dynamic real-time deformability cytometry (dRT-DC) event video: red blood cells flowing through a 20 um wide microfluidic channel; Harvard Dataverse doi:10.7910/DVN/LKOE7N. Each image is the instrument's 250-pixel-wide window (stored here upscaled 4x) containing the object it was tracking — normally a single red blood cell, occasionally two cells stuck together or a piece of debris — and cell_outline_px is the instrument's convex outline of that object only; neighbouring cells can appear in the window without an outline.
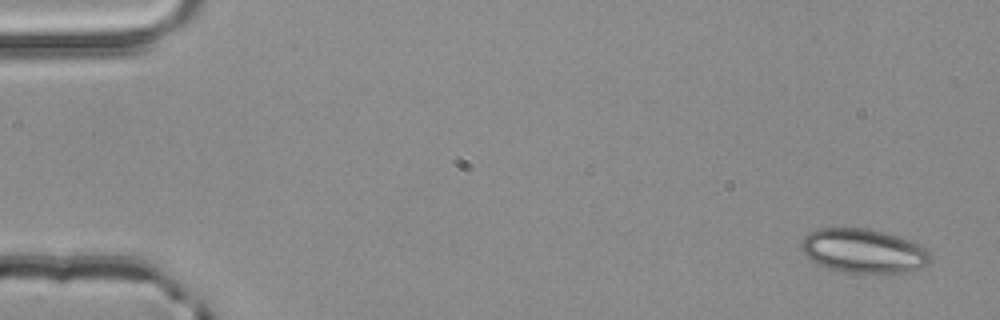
{"species": "common noctule bat (a hibernating species)", "species_latin": "Nyctalus noctula", "temperature_condition": "room temperature", "stored_images_in_passage": 4, "camera_frame_rate_fps": 3000, "um_per_image_px": 0.085, "animal": {"sex": "male", "body_mass_g": 20.4}, "frame": {"image": 1, "passage_image": 1, "time_ms": 0.0, "image_size_px": [1000, 320], "cell_outline_px": [[932, 260], [928, 264], [920, 268], [908, 272], [864, 276], [844, 272], [816, 264], [800, 248], [800, 240], [808, 232], [816, 228], [868, 228], [888, 232], [928, 248], [932, 256]], "centroid_in_image_um": [73.43, 21.35], "position_along_channel_um": 11.6, "area_um2": 34.39}}